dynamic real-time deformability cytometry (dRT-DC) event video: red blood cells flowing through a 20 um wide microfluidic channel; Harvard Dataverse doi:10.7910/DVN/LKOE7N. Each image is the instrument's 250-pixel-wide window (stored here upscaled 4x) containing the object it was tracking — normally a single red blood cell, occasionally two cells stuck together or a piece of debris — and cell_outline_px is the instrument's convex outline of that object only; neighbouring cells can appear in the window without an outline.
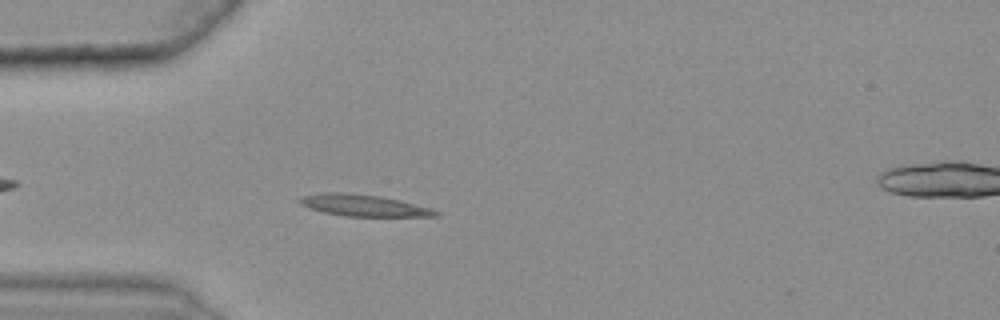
{"species": "common noctule bat (a hibernating species)", "species_latin": "Nyctalus noctula", "temperature_condition": "warm", "stored_images_in_passage": 42, "camera_frame_rate_fps": 3000, "um_per_image_px": 0.085, "animal": {"sex": "female", "body_mass_g": 25.1}, "frame": {"image": 1, "passage_image": 15, "time_ms": 4.667, "image_size_px": [1000, 320], "cell_outline_px": [[440, 216], [344, 216], [324, 212], [308, 208], [300, 204], [296, 200], [304, 196], [320, 192], [344, 192], [380, 196], [400, 200], [432, 208], [440, 212]], "centroid_in_image_um": [30.89, 17.45], "position_along_channel_um": 54.1, "area_um2": 17.22}}
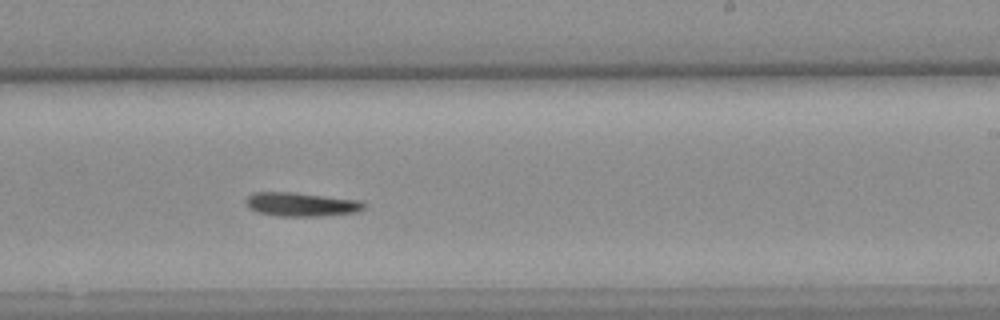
{"frame": {"image": 2, "passage_image": 33, "time_ms": 10.667, "image_size_px": [1000, 320], "cell_outline_px": [[364, 208], [356, 212], [324, 216], [276, 216], [256, 212], [248, 208], [244, 200], [248, 196], [256, 192], [292, 192], [360, 200], [364, 204]], "centroid_in_image_um": [25.56, 17.38], "position_along_channel_um": 263.4, "area_um2": 16.47}}
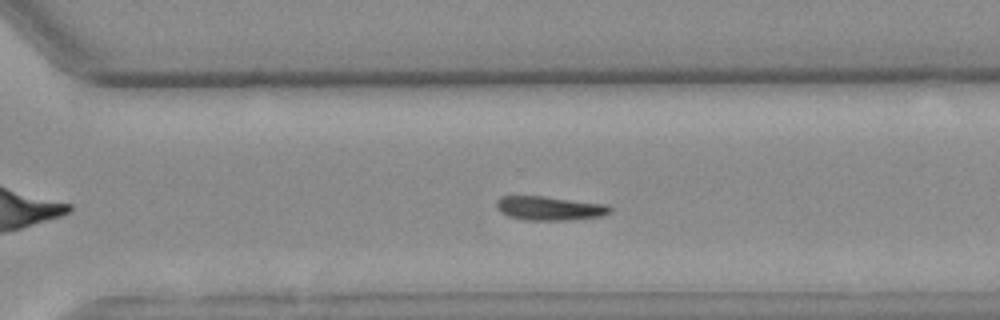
{"frame": {"image": 3, "passage_image": 38, "time_ms": 12.333, "image_size_px": [1000, 320], "cell_outline_px": [[612, 212], [600, 216], [564, 220], [528, 220], [508, 216], [500, 212], [496, 208], [496, 200], [500, 196], [544, 196], [608, 204], [612, 208]], "centroid_in_image_um": [46.7, 17.69], "position_along_channel_um": 323.9, "area_um2": 15.95}, "authors_computed_cell_mechanics": {"area_um2": 16.2418, "velocity_mm_per_s": 3.6189, "shape_relaxation_time_tau1_ms": 3.4238, "shape_relaxation_time_tau2_ms": null, "deformation_change_tau1": 0.1598, "deformation_change_tau2": null}}